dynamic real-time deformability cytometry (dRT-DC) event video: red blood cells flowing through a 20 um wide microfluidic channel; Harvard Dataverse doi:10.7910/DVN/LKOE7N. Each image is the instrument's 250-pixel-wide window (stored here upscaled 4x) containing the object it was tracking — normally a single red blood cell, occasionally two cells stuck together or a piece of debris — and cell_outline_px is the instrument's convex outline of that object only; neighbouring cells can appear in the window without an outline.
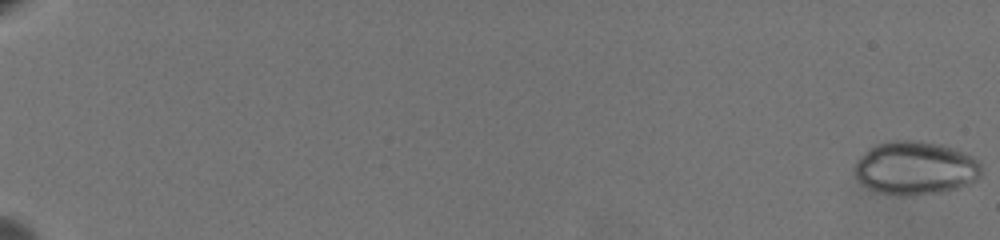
{"species": "common noctule bat (a hibernating species)", "species_latin": "Nyctalus noctula", "temperature_condition": "warm", "stored_images_in_passage": 65, "camera_frame_rate_fps": 3000, "um_per_image_px": 0.085, "animal": {"sex": "female", "body_mass_g": 19.5, "forearm_length_mm": 54.1}, "frame": {"image": 1, "passage_image": 1, "time_ms": 0.0, "image_size_px": [1000, 240], "cell_outline_px": [[980, 176], [976, 180], [968, 184], [944, 192], [904, 196], [880, 192], [868, 188], [860, 184], [852, 172], [852, 168], [856, 160], [860, 156], [876, 144], [888, 140], [916, 140], [944, 144], [964, 152], [980, 160]], "centroid_in_image_um": [77.77, 14.27], "position_along_channel_um": 7.2, "area_um2": 40.06}}
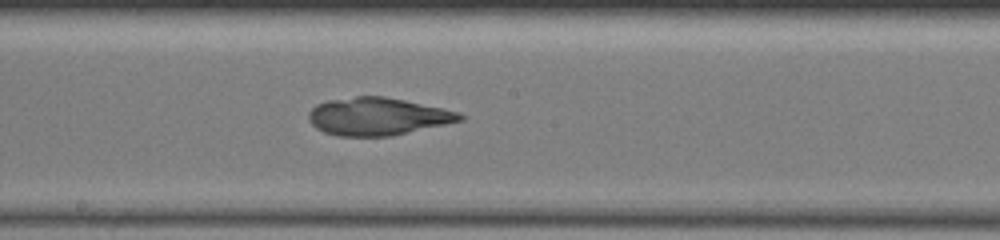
{"frame": {"image": 2, "passage_image": 40, "time_ms": 13.0, "image_size_px": [1000, 240], "cell_outline_px": [[464, 120], [392, 136], [336, 136], [324, 132], [316, 128], [308, 120], [308, 112], [316, 104], [328, 100], [356, 96], [384, 96], [404, 100], [460, 112], [464, 116]], "centroid_in_image_um": [32.08, 9.9], "position_along_channel_um": 216.1, "area_um2": 33.23}}
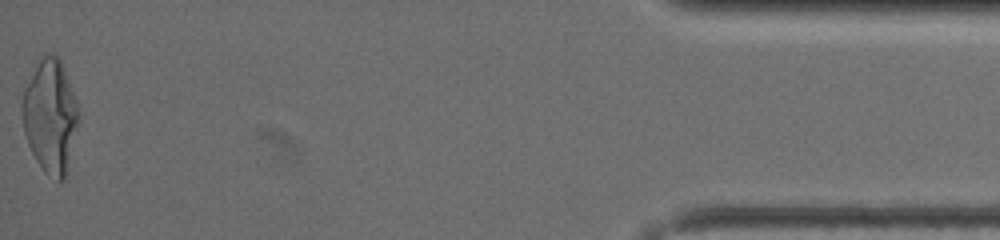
{"frame": {"image": 3, "passage_image": 65, "time_ms": 21.333, "image_size_px": [1000, 240], "cell_outline_px": [[80, 120], [68, 172], [64, 180], [60, 180], [48, 176], [44, 172], [36, 160], [28, 144], [24, 132], [20, 108], [20, 104], [24, 88], [44, 52], [52, 52], [60, 60], [76, 100], [80, 116]], "centroid_in_image_um": [4.28, 9.91], "position_along_channel_um": 430.9, "area_um2": 37.74}}